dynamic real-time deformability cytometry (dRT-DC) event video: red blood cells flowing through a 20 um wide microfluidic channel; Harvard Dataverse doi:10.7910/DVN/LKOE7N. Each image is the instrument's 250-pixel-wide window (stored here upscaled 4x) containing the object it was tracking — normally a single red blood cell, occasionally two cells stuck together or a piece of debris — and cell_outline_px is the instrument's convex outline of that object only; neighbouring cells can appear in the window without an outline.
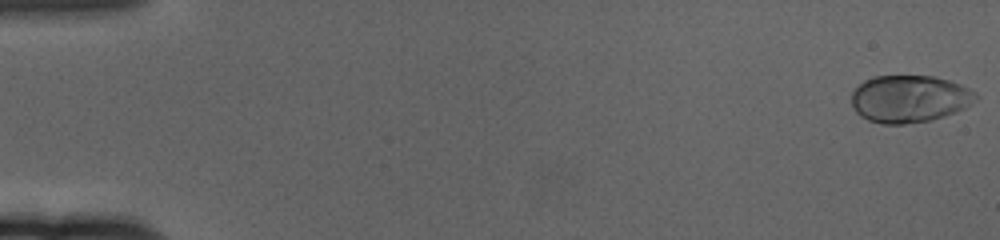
{"species": "human", "species_latin": "Homo sapiens", "temperature_condition": "cold", "stored_images_in_passage": 61, "camera_frame_rate_fps": 3000, "um_per_image_px": 0.085, "donor": {"sex": "female"}, "frame": {"image": 1, "passage_image": 1, "time_ms": 0.0, "image_size_px": [1000, 240], "cell_outline_px": [[976, 100], [964, 108], [956, 112], [932, 120], [904, 124], [884, 124], [868, 120], [860, 116], [856, 112], [852, 104], [852, 92], [864, 80], [872, 76], [932, 76], [948, 80], [960, 84], [976, 92]], "centroid_in_image_um": [77.29, 8.4], "position_along_channel_um": 7.7, "area_um2": 34.22}}
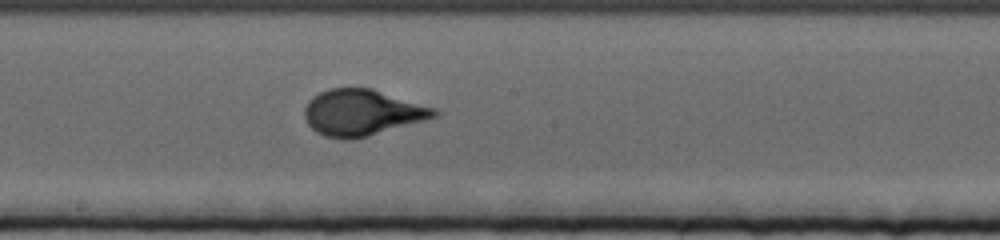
{"frame": {"image": 2, "passage_image": 34, "time_ms": 11.0, "image_size_px": [1000, 240], "cell_outline_px": [[440, 116], [428, 120], [368, 136], [352, 140], [344, 140], [324, 136], [316, 132], [308, 124], [304, 116], [304, 108], [308, 100], [312, 96], [328, 88], [372, 88], [436, 108], [440, 112]], "centroid_in_image_um": [30.8, 9.58], "position_along_channel_um": 217.4, "area_um2": 35.37}}
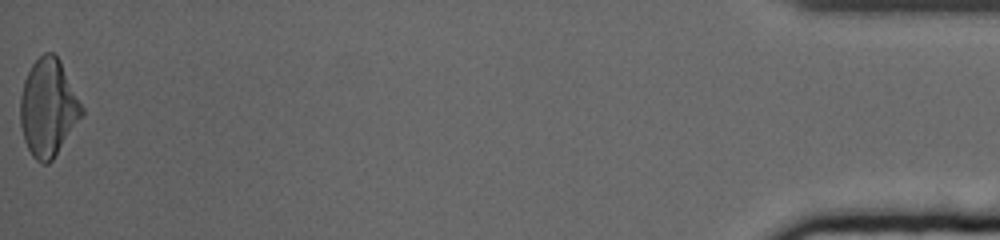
{"frame": {"image": 3, "passage_image": 61, "time_ms": 20.0, "image_size_px": [1000, 240], "cell_outline_px": [[84, 112], [52, 160], [48, 164], [40, 164], [32, 156], [24, 140], [20, 124], [20, 96], [24, 80], [32, 64], [44, 52], [52, 52], [60, 60], [84, 108]], "centroid_in_image_um": [4.08, 9.16], "position_along_channel_um": 431.1, "area_um2": 34.68}}